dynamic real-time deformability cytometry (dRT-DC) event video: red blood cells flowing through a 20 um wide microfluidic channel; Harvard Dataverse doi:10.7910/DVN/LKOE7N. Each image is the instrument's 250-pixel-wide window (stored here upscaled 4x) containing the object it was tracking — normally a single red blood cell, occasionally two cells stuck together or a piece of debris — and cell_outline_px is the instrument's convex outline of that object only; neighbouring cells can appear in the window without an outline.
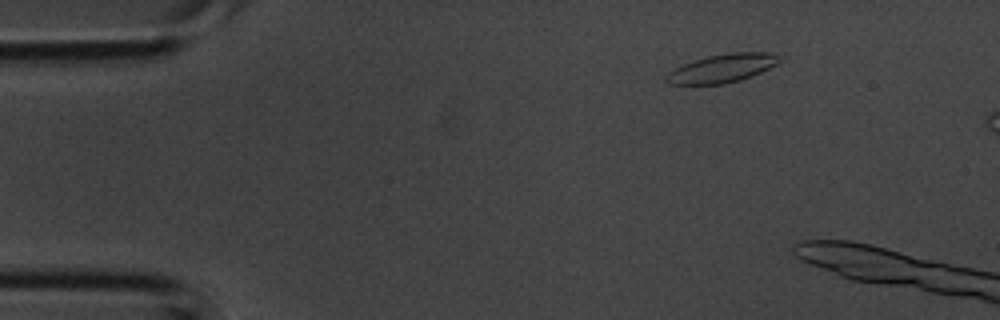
{"species": "common noctule bat (a hibernating species)", "species_latin": "Nyctalus noctula", "temperature_condition": "room temperature", "stored_images_in_passage": 3, "camera_frame_rate_fps": 3000, "um_per_image_px": 0.085, "animal": {"sex": "male", "body_mass_g": 20.1, "forearm_length_mm": 53.5}, "frame": {"image": 1, "passage_image": 1, "time_ms": 0.0, "image_size_px": [1000, 320], "cell_outline_px": [[780, 60], [776, 64], [752, 76], [740, 80], [724, 84], [668, 84], [664, 80], [664, 76], [668, 72], [684, 64], [708, 56], [732, 52], [772, 52]], "centroid_in_image_um": [61.35, 5.81], "position_along_channel_um": 23.6, "area_um2": 18.5}}